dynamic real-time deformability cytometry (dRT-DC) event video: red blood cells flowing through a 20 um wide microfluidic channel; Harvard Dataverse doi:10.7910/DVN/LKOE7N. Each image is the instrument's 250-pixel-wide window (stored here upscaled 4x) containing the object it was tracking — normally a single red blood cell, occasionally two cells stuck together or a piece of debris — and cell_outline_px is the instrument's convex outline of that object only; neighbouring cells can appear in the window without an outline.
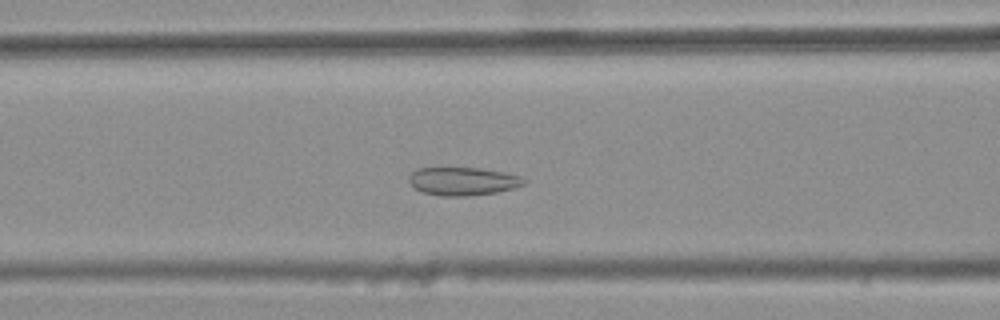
{"species": "common noctule bat (a hibernating species)", "species_latin": "Nyctalus noctula", "temperature_condition": "warm", "stored_images_in_passage": 34, "camera_frame_rate_fps": 3000, "um_per_image_px": 0.085, "animal": {"sex": "female", "body_mass_g": 25.1}, "frame": {"image": 1, "passage_image": 14, "time_ms": 4.333, "image_size_px": [1000, 320], "cell_outline_px": [[528, 180], [524, 184], [516, 188], [496, 192], [468, 196], [440, 196], [420, 192], [412, 188], [408, 184], [408, 176], [416, 168], [480, 168], [504, 172], [520, 176]], "centroid_in_image_um": [39.3, 15.41], "position_along_channel_um": 127.3, "area_um2": 19.25}}
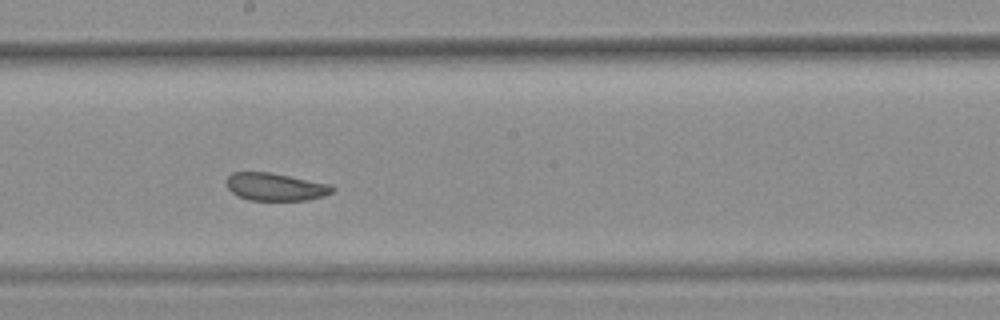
{"frame": {"image": 2, "passage_image": 22, "time_ms": 7.0, "image_size_px": [1000, 320], "cell_outline_px": [[336, 188], [332, 192], [324, 196], [308, 200], [248, 200], [236, 196], [228, 188], [228, 176], [232, 172], [268, 172], [332, 184]], "centroid_in_image_um": [23.44, 15.89], "position_along_channel_um": 224.8, "area_um2": 17.11}}
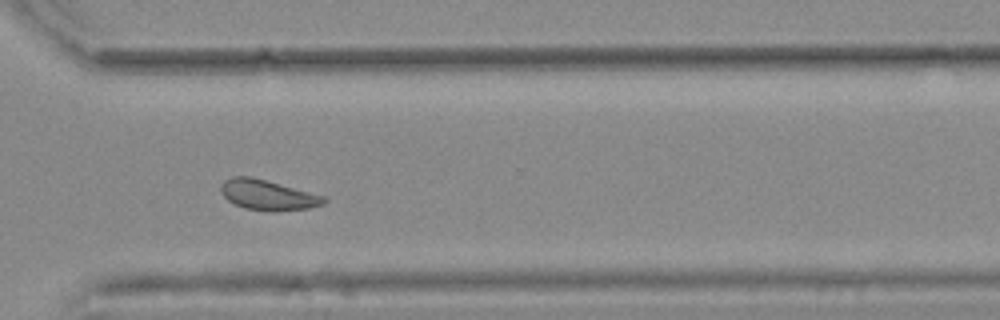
{"frame": {"image": 3, "passage_image": 32, "time_ms": 10.333, "image_size_px": [1000, 320], "cell_outline_px": [[328, 200], [324, 204], [308, 208], [272, 212], [244, 208], [228, 200], [220, 192], [220, 184], [224, 180], [232, 176], [252, 176], [324, 196]], "centroid_in_image_um": [22.74, 16.57], "position_along_channel_um": 347.9, "area_um2": 18.21}, "authors_computed_cell_mechanics": {"area_um2": 18.2648, "velocity_mm_per_s": 3.6745, "shape_relaxation_time_tau1_ms": null, "shape_relaxation_time_tau2_ms": 1.0675, "deformation_change_tau1": null, "deformation_change_tau2": 0.054}}